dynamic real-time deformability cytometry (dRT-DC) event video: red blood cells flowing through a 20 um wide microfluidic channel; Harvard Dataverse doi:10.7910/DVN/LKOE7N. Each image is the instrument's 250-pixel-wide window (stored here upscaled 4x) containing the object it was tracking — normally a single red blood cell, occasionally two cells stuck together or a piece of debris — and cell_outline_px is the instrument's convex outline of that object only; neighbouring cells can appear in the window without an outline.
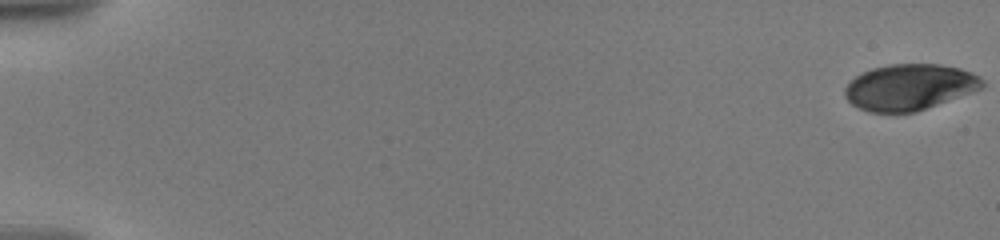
{"species": "human", "species_latin": "Homo sapiens", "temperature_condition": "warm", "stored_images_in_passage": 22, "camera_frame_rate_fps": 3000, "um_per_image_px": 0.085, "donor": {"sex": "male"}, "frame": {"image": 1, "passage_image": 1, "time_ms": 0.0, "image_size_px": [1000, 240], "cell_outline_px": [[984, 88], [916, 112], [868, 112], [852, 104], [844, 96], [844, 88], [856, 76], [872, 68], [888, 64], [940, 64], [960, 68], [972, 72], [980, 76], [984, 80]], "centroid_in_image_um": [77.34, 7.4], "position_along_channel_um": 7.7, "area_um2": 36.99}}
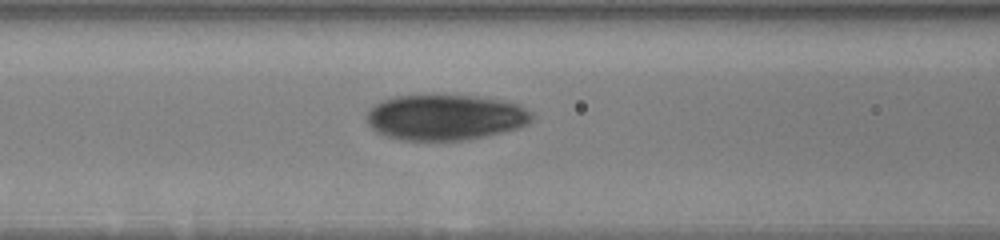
{"frame": {"image": 2, "passage_image": 16, "time_ms": 8.667, "image_size_px": [1000, 240], "cell_outline_px": [[532, 120], [528, 124], [504, 132], [468, 140], [400, 140], [384, 136], [376, 132], [368, 124], [368, 112], [380, 100], [396, 96], [476, 96], [504, 100], [520, 104], [532, 112]], "centroid_in_image_um": [37.88, 9.98], "position_along_channel_um": 128.7, "area_um2": 43.99}}
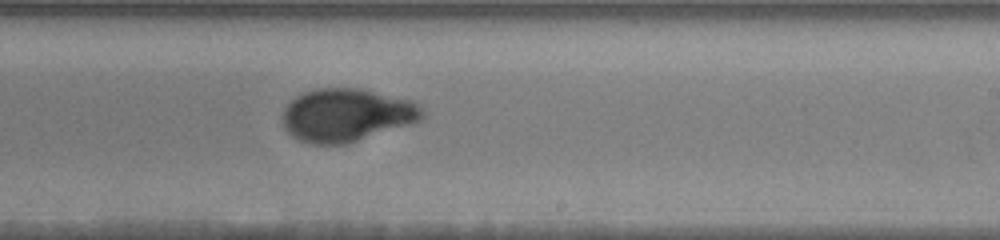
{"frame": {"image": 3, "passage_image": 22, "time_ms": 12.333, "image_size_px": [1000, 240], "cell_outline_px": [[424, 116], [420, 120], [412, 124], [344, 144], [312, 144], [300, 140], [292, 136], [284, 128], [280, 120], [284, 108], [296, 96], [304, 92], [316, 88], [360, 88], [412, 100], [420, 104], [424, 112]], "centroid_in_image_um": [29.45, 9.77], "position_along_channel_um": 259.5, "area_um2": 43.41}}